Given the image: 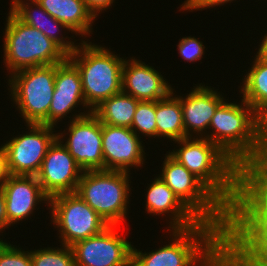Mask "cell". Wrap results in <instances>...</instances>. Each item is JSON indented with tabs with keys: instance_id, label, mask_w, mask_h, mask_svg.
<instances>
[{
	"instance_id": "obj_1",
	"label": "cell",
	"mask_w": 267,
	"mask_h": 266,
	"mask_svg": "<svg viewBox=\"0 0 267 266\" xmlns=\"http://www.w3.org/2000/svg\"><path fill=\"white\" fill-rule=\"evenodd\" d=\"M168 231L170 242L154 251L132 245L131 266H218L227 257L226 235L211 223Z\"/></svg>"
},
{
	"instance_id": "obj_2",
	"label": "cell",
	"mask_w": 267,
	"mask_h": 266,
	"mask_svg": "<svg viewBox=\"0 0 267 266\" xmlns=\"http://www.w3.org/2000/svg\"><path fill=\"white\" fill-rule=\"evenodd\" d=\"M174 143L176 149L166 152L232 210L238 201L240 167L207 138L187 137Z\"/></svg>"
},
{
	"instance_id": "obj_3",
	"label": "cell",
	"mask_w": 267,
	"mask_h": 266,
	"mask_svg": "<svg viewBox=\"0 0 267 266\" xmlns=\"http://www.w3.org/2000/svg\"><path fill=\"white\" fill-rule=\"evenodd\" d=\"M88 40H81L68 59L80 72L86 105L93 110L103 100L122 91L125 59L113 53L110 47L108 49Z\"/></svg>"
},
{
	"instance_id": "obj_4",
	"label": "cell",
	"mask_w": 267,
	"mask_h": 266,
	"mask_svg": "<svg viewBox=\"0 0 267 266\" xmlns=\"http://www.w3.org/2000/svg\"><path fill=\"white\" fill-rule=\"evenodd\" d=\"M239 102L225 99L217 107L208 139L241 167L254 161L261 151L255 138L254 109L243 99Z\"/></svg>"
},
{
	"instance_id": "obj_5",
	"label": "cell",
	"mask_w": 267,
	"mask_h": 266,
	"mask_svg": "<svg viewBox=\"0 0 267 266\" xmlns=\"http://www.w3.org/2000/svg\"><path fill=\"white\" fill-rule=\"evenodd\" d=\"M8 10L2 56L8 76L28 68L60 64L68 58L57 43Z\"/></svg>"
},
{
	"instance_id": "obj_6",
	"label": "cell",
	"mask_w": 267,
	"mask_h": 266,
	"mask_svg": "<svg viewBox=\"0 0 267 266\" xmlns=\"http://www.w3.org/2000/svg\"><path fill=\"white\" fill-rule=\"evenodd\" d=\"M158 175L181 202L200 220L218 227L226 236L231 210L193 173L168 152Z\"/></svg>"
},
{
	"instance_id": "obj_7",
	"label": "cell",
	"mask_w": 267,
	"mask_h": 266,
	"mask_svg": "<svg viewBox=\"0 0 267 266\" xmlns=\"http://www.w3.org/2000/svg\"><path fill=\"white\" fill-rule=\"evenodd\" d=\"M130 174L113 170L84 171L76 193L109 225H121L129 214Z\"/></svg>"
},
{
	"instance_id": "obj_8",
	"label": "cell",
	"mask_w": 267,
	"mask_h": 266,
	"mask_svg": "<svg viewBox=\"0 0 267 266\" xmlns=\"http://www.w3.org/2000/svg\"><path fill=\"white\" fill-rule=\"evenodd\" d=\"M7 77L9 97L23 122L48 125L55 89V64L24 69Z\"/></svg>"
},
{
	"instance_id": "obj_9",
	"label": "cell",
	"mask_w": 267,
	"mask_h": 266,
	"mask_svg": "<svg viewBox=\"0 0 267 266\" xmlns=\"http://www.w3.org/2000/svg\"><path fill=\"white\" fill-rule=\"evenodd\" d=\"M227 257L242 266H267V210H231Z\"/></svg>"
},
{
	"instance_id": "obj_10",
	"label": "cell",
	"mask_w": 267,
	"mask_h": 266,
	"mask_svg": "<svg viewBox=\"0 0 267 266\" xmlns=\"http://www.w3.org/2000/svg\"><path fill=\"white\" fill-rule=\"evenodd\" d=\"M51 223L58 230L59 243H74L101 233L109 224L76 192L62 193L49 198Z\"/></svg>"
},
{
	"instance_id": "obj_11",
	"label": "cell",
	"mask_w": 267,
	"mask_h": 266,
	"mask_svg": "<svg viewBox=\"0 0 267 266\" xmlns=\"http://www.w3.org/2000/svg\"><path fill=\"white\" fill-rule=\"evenodd\" d=\"M28 131L12 136L5 145L6 171L11 175L36 176L49 147L57 139L54 126L26 124Z\"/></svg>"
},
{
	"instance_id": "obj_12",
	"label": "cell",
	"mask_w": 267,
	"mask_h": 266,
	"mask_svg": "<svg viewBox=\"0 0 267 266\" xmlns=\"http://www.w3.org/2000/svg\"><path fill=\"white\" fill-rule=\"evenodd\" d=\"M66 130H59L57 139L70 152L80 168L83 171L104 170L100 120L91 112L70 123L68 121Z\"/></svg>"
},
{
	"instance_id": "obj_13",
	"label": "cell",
	"mask_w": 267,
	"mask_h": 266,
	"mask_svg": "<svg viewBox=\"0 0 267 266\" xmlns=\"http://www.w3.org/2000/svg\"><path fill=\"white\" fill-rule=\"evenodd\" d=\"M120 225L74 243L75 266H131L132 242L121 235Z\"/></svg>"
},
{
	"instance_id": "obj_14",
	"label": "cell",
	"mask_w": 267,
	"mask_h": 266,
	"mask_svg": "<svg viewBox=\"0 0 267 266\" xmlns=\"http://www.w3.org/2000/svg\"><path fill=\"white\" fill-rule=\"evenodd\" d=\"M54 85L55 89L48 112L49 126L58 128V122H63L66 117L72 121L92 112L84 99L80 72L68 58L60 64H55ZM79 105H82L84 110L83 112L77 111L79 112L77 113L75 108ZM73 111H75L74 114H72ZM70 112L72 117L68 116Z\"/></svg>"
},
{
	"instance_id": "obj_15",
	"label": "cell",
	"mask_w": 267,
	"mask_h": 266,
	"mask_svg": "<svg viewBox=\"0 0 267 266\" xmlns=\"http://www.w3.org/2000/svg\"><path fill=\"white\" fill-rule=\"evenodd\" d=\"M83 172L70 152L56 139L46 152L36 178L43 192L51 198L57 194L75 193Z\"/></svg>"
},
{
	"instance_id": "obj_16",
	"label": "cell",
	"mask_w": 267,
	"mask_h": 266,
	"mask_svg": "<svg viewBox=\"0 0 267 266\" xmlns=\"http://www.w3.org/2000/svg\"><path fill=\"white\" fill-rule=\"evenodd\" d=\"M142 143L131 128L102 124L104 170L131 172L133 167H143L146 153Z\"/></svg>"
},
{
	"instance_id": "obj_17",
	"label": "cell",
	"mask_w": 267,
	"mask_h": 266,
	"mask_svg": "<svg viewBox=\"0 0 267 266\" xmlns=\"http://www.w3.org/2000/svg\"><path fill=\"white\" fill-rule=\"evenodd\" d=\"M5 196L8 228L28 220L41 203L49 207V197L43 192L36 176L8 174L0 185ZM38 207V208H37ZM12 224V225H11Z\"/></svg>"
},
{
	"instance_id": "obj_18",
	"label": "cell",
	"mask_w": 267,
	"mask_h": 266,
	"mask_svg": "<svg viewBox=\"0 0 267 266\" xmlns=\"http://www.w3.org/2000/svg\"><path fill=\"white\" fill-rule=\"evenodd\" d=\"M189 94L180 95L185 138L208 139V129L217 107L226 99L212 86L195 84ZM212 87V88H211Z\"/></svg>"
},
{
	"instance_id": "obj_19",
	"label": "cell",
	"mask_w": 267,
	"mask_h": 266,
	"mask_svg": "<svg viewBox=\"0 0 267 266\" xmlns=\"http://www.w3.org/2000/svg\"><path fill=\"white\" fill-rule=\"evenodd\" d=\"M125 58L122 67V91L140 101H157L166 98L172 85L162 76V72L135 57Z\"/></svg>"
},
{
	"instance_id": "obj_20",
	"label": "cell",
	"mask_w": 267,
	"mask_h": 266,
	"mask_svg": "<svg viewBox=\"0 0 267 266\" xmlns=\"http://www.w3.org/2000/svg\"><path fill=\"white\" fill-rule=\"evenodd\" d=\"M151 180L145 190V212L156 217L167 214V230L188 229L200 222L158 175Z\"/></svg>"
},
{
	"instance_id": "obj_21",
	"label": "cell",
	"mask_w": 267,
	"mask_h": 266,
	"mask_svg": "<svg viewBox=\"0 0 267 266\" xmlns=\"http://www.w3.org/2000/svg\"><path fill=\"white\" fill-rule=\"evenodd\" d=\"M10 2V10L22 22L40 30L57 43L68 55L77 49L79 43H76V39H74L75 41L72 39L74 33L71 29L48 14L38 2L35 0H11ZM62 30L65 35V31H69L73 35L70 38L68 36L65 37L62 35Z\"/></svg>"
},
{
	"instance_id": "obj_22",
	"label": "cell",
	"mask_w": 267,
	"mask_h": 266,
	"mask_svg": "<svg viewBox=\"0 0 267 266\" xmlns=\"http://www.w3.org/2000/svg\"><path fill=\"white\" fill-rule=\"evenodd\" d=\"M52 17L65 24L75 36L87 38L92 35L97 20L86 7L84 0H35Z\"/></svg>"
},
{
	"instance_id": "obj_23",
	"label": "cell",
	"mask_w": 267,
	"mask_h": 266,
	"mask_svg": "<svg viewBox=\"0 0 267 266\" xmlns=\"http://www.w3.org/2000/svg\"><path fill=\"white\" fill-rule=\"evenodd\" d=\"M232 210H267V172L255 160L240 167L238 201Z\"/></svg>"
},
{
	"instance_id": "obj_24",
	"label": "cell",
	"mask_w": 267,
	"mask_h": 266,
	"mask_svg": "<svg viewBox=\"0 0 267 266\" xmlns=\"http://www.w3.org/2000/svg\"><path fill=\"white\" fill-rule=\"evenodd\" d=\"M174 90L173 87L166 98L155 101L157 138L172 143L185 138L180 95H176Z\"/></svg>"
},
{
	"instance_id": "obj_25",
	"label": "cell",
	"mask_w": 267,
	"mask_h": 266,
	"mask_svg": "<svg viewBox=\"0 0 267 266\" xmlns=\"http://www.w3.org/2000/svg\"><path fill=\"white\" fill-rule=\"evenodd\" d=\"M140 100L121 91L103 100L92 113L102 124L131 128L136 107Z\"/></svg>"
},
{
	"instance_id": "obj_26",
	"label": "cell",
	"mask_w": 267,
	"mask_h": 266,
	"mask_svg": "<svg viewBox=\"0 0 267 266\" xmlns=\"http://www.w3.org/2000/svg\"><path fill=\"white\" fill-rule=\"evenodd\" d=\"M251 61L250 68L246 71L240 82V97L254 110L267 103V61L256 58ZM242 84V85H241Z\"/></svg>"
},
{
	"instance_id": "obj_27",
	"label": "cell",
	"mask_w": 267,
	"mask_h": 266,
	"mask_svg": "<svg viewBox=\"0 0 267 266\" xmlns=\"http://www.w3.org/2000/svg\"><path fill=\"white\" fill-rule=\"evenodd\" d=\"M31 260L32 266H75L71 247L63 244L31 250Z\"/></svg>"
},
{
	"instance_id": "obj_28",
	"label": "cell",
	"mask_w": 267,
	"mask_h": 266,
	"mask_svg": "<svg viewBox=\"0 0 267 266\" xmlns=\"http://www.w3.org/2000/svg\"><path fill=\"white\" fill-rule=\"evenodd\" d=\"M131 129L140 138L142 135L147 138H154V140L157 138L155 101L143 100L138 102Z\"/></svg>"
},
{
	"instance_id": "obj_29",
	"label": "cell",
	"mask_w": 267,
	"mask_h": 266,
	"mask_svg": "<svg viewBox=\"0 0 267 266\" xmlns=\"http://www.w3.org/2000/svg\"><path fill=\"white\" fill-rule=\"evenodd\" d=\"M0 266H32L31 250L0 241Z\"/></svg>"
},
{
	"instance_id": "obj_30",
	"label": "cell",
	"mask_w": 267,
	"mask_h": 266,
	"mask_svg": "<svg viewBox=\"0 0 267 266\" xmlns=\"http://www.w3.org/2000/svg\"><path fill=\"white\" fill-rule=\"evenodd\" d=\"M179 51L178 54L187 62H196L202 60L205 54V48L203 42L199 38L190 36H185L179 39L177 45Z\"/></svg>"
},
{
	"instance_id": "obj_31",
	"label": "cell",
	"mask_w": 267,
	"mask_h": 266,
	"mask_svg": "<svg viewBox=\"0 0 267 266\" xmlns=\"http://www.w3.org/2000/svg\"><path fill=\"white\" fill-rule=\"evenodd\" d=\"M255 138L260 151L267 149V103L254 110Z\"/></svg>"
},
{
	"instance_id": "obj_32",
	"label": "cell",
	"mask_w": 267,
	"mask_h": 266,
	"mask_svg": "<svg viewBox=\"0 0 267 266\" xmlns=\"http://www.w3.org/2000/svg\"><path fill=\"white\" fill-rule=\"evenodd\" d=\"M233 1L237 0H185L182 5H180V11H189L193 12L194 11H202V10H207V8L211 9L213 7H218V6H223L227 3H233Z\"/></svg>"
},
{
	"instance_id": "obj_33",
	"label": "cell",
	"mask_w": 267,
	"mask_h": 266,
	"mask_svg": "<svg viewBox=\"0 0 267 266\" xmlns=\"http://www.w3.org/2000/svg\"><path fill=\"white\" fill-rule=\"evenodd\" d=\"M86 7L93 14L95 18L104 11L110 9L115 0H84Z\"/></svg>"
},
{
	"instance_id": "obj_34",
	"label": "cell",
	"mask_w": 267,
	"mask_h": 266,
	"mask_svg": "<svg viewBox=\"0 0 267 266\" xmlns=\"http://www.w3.org/2000/svg\"><path fill=\"white\" fill-rule=\"evenodd\" d=\"M5 229H8V218L6 213L5 196L0 187V233H3ZM0 241H3V238H1Z\"/></svg>"
},
{
	"instance_id": "obj_35",
	"label": "cell",
	"mask_w": 267,
	"mask_h": 266,
	"mask_svg": "<svg viewBox=\"0 0 267 266\" xmlns=\"http://www.w3.org/2000/svg\"><path fill=\"white\" fill-rule=\"evenodd\" d=\"M267 32V31H266ZM261 42L258 45V50L255 57L264 61H267V33L260 40Z\"/></svg>"
},
{
	"instance_id": "obj_36",
	"label": "cell",
	"mask_w": 267,
	"mask_h": 266,
	"mask_svg": "<svg viewBox=\"0 0 267 266\" xmlns=\"http://www.w3.org/2000/svg\"><path fill=\"white\" fill-rule=\"evenodd\" d=\"M6 171V158H5V145L4 143L0 146V185L7 176Z\"/></svg>"
},
{
	"instance_id": "obj_37",
	"label": "cell",
	"mask_w": 267,
	"mask_h": 266,
	"mask_svg": "<svg viewBox=\"0 0 267 266\" xmlns=\"http://www.w3.org/2000/svg\"><path fill=\"white\" fill-rule=\"evenodd\" d=\"M255 161L267 172V149L261 151Z\"/></svg>"
},
{
	"instance_id": "obj_38",
	"label": "cell",
	"mask_w": 267,
	"mask_h": 266,
	"mask_svg": "<svg viewBox=\"0 0 267 266\" xmlns=\"http://www.w3.org/2000/svg\"><path fill=\"white\" fill-rule=\"evenodd\" d=\"M218 266H242L235 264L228 257H226Z\"/></svg>"
}]
</instances>
